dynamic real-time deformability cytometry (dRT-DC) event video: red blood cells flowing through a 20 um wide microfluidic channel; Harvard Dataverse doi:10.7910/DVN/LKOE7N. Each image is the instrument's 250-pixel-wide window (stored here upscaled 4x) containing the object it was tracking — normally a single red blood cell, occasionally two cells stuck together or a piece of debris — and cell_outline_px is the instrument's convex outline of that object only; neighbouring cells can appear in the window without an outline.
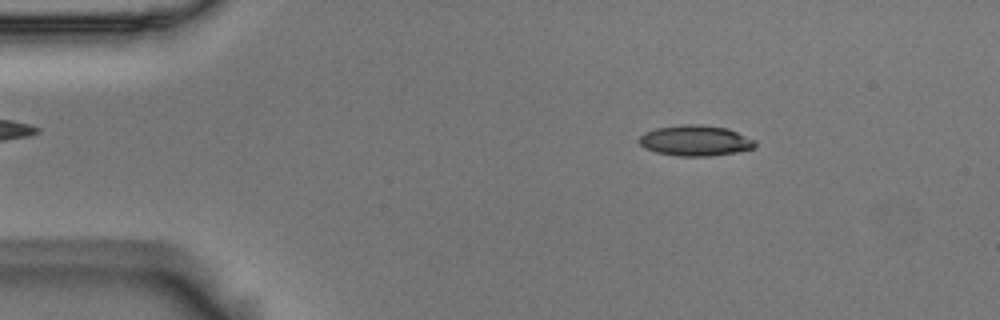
{"species": "Egyptian fruit bat (a non-hibernating species)", "species_latin": "Rousettus aegyptiacus", "temperature_condition": "room temperature", "stored_images_in_passage": 54, "camera_frame_rate_fps": 3000, "um_per_image_px": 0.085, "animal": {"sex": "male"}, "frame": {"image": 1, "passage_image": 8, "time_ms": 2.333, "image_size_px": [1000, 320], "cell_outline_px": [[756, 148], [736, 152], [712, 156], [676, 156], [656, 152], [644, 148], [636, 140], [644, 132], [656, 128], [680, 124], [700, 124], [728, 128], [756, 140]], "centroid_in_image_um": [59.1, 11.95], "position_along_channel_um": 25.9, "area_um2": 21.04}}
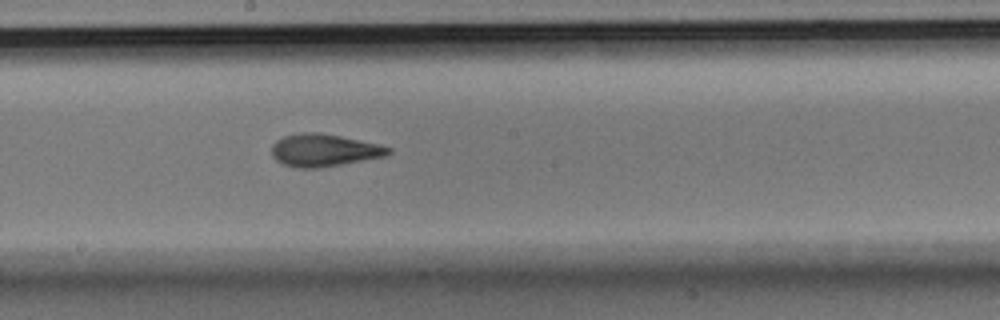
{"frame": {"image": 2, "passage_image": 29, "time_ms": 9.333, "image_size_px": [1000, 320], "cell_outline_px": [[392, 152], [384, 156], [340, 164], [316, 168], [300, 168], [284, 164], [276, 160], [272, 156], [272, 144], [276, 140], [284, 136], [304, 132], [316, 132], [340, 136], [376, 144], [392, 148]], "centroid_in_image_um": [27.5, 12.76], "position_along_channel_um": 220.7, "area_um2": 21.68}}
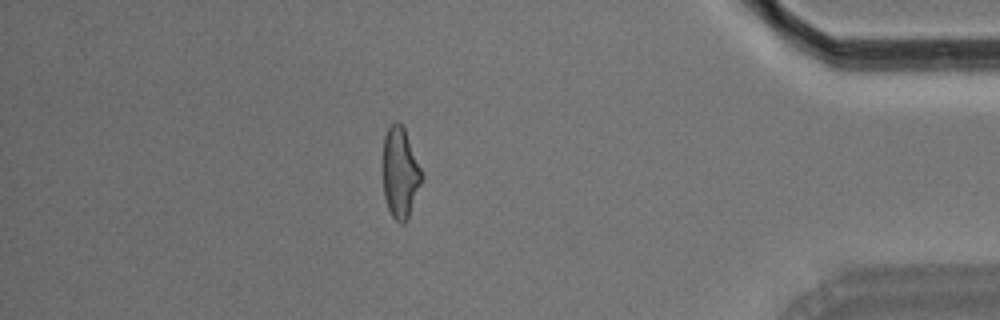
{"frame": {"image": 3, "passage_image": 47, "time_ms": 15.333, "image_size_px": [1000, 320], "cell_outline_px": [[424, 176], [408, 220], [404, 224], [400, 224], [392, 216], [388, 208], [384, 196], [384, 136], [388, 128], [396, 120], [404, 128]], "centroid_in_image_um": [34.04, 14.73], "position_along_channel_um": 401.2, "area_um2": 20.35}, "authors_computed_cell_mechanics": {"area_um2": 21.2704, "velocity_mm_per_s": 3.6666, "shape_relaxation_time_tau1_ms": 5.0056, "shape_relaxation_time_tau2_ms": 2.2618, "deformation_change_tau1": 0.1989, "deformation_change_tau2": 0.1135}}